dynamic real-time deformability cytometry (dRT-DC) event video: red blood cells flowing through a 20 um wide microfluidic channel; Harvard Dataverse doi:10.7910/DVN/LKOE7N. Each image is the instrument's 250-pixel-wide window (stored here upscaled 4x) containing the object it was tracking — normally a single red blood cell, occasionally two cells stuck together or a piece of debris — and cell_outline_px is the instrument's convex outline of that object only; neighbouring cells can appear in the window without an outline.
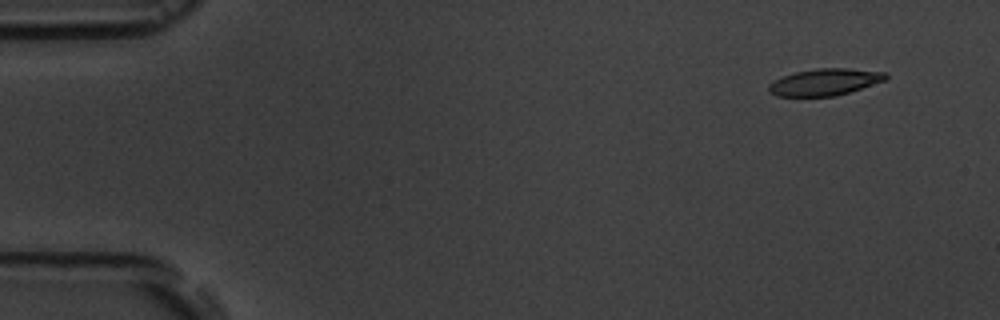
{"species": "common noctule bat (a hibernating species)", "species_latin": "Nyctalus noctula", "temperature_condition": "room temperature", "stored_images_in_passage": 15, "camera_frame_rate_fps": 3000, "um_per_image_px": 0.085, "animal": {"sex": "male", "body_mass_g": 19.5, "forearm_length_mm": 54.6}, "frame": {"image": 1, "passage_image": 1, "time_ms": 0.0, "image_size_px": [1000, 320], "cell_outline_px": [[888, 80], [836, 96], [776, 96], [768, 92], [768, 84], [772, 80], [796, 72], [816, 68], [848, 68], [888, 72]], "centroid_in_image_um": [70.13, 6.97], "position_along_channel_um": 14.9, "area_um2": 18.5}}
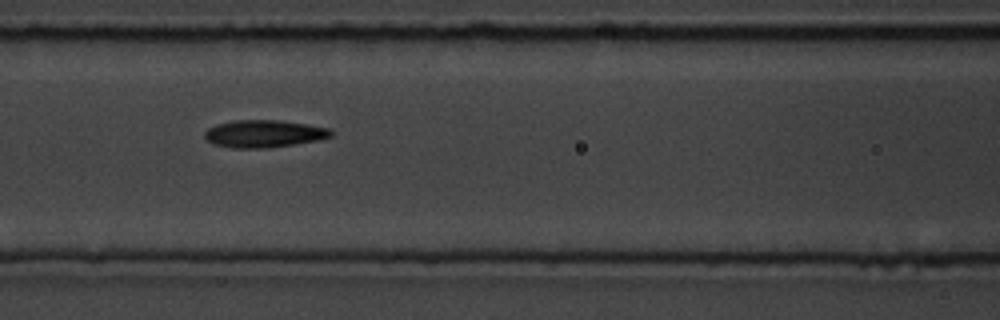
{"frame": {"image": 2, "passage_image": 6, "time_ms": 6.667, "image_size_px": [1000, 320], "cell_outline_px": [[332, 136], [320, 140], [268, 148], [232, 148], [212, 144], [204, 136], [204, 132], [208, 128], [216, 124], [236, 120], [280, 120], [332, 128]], "centroid_in_image_um": [22.45, 11.37], "position_along_channel_um": 144.2, "area_um2": 20.35}}
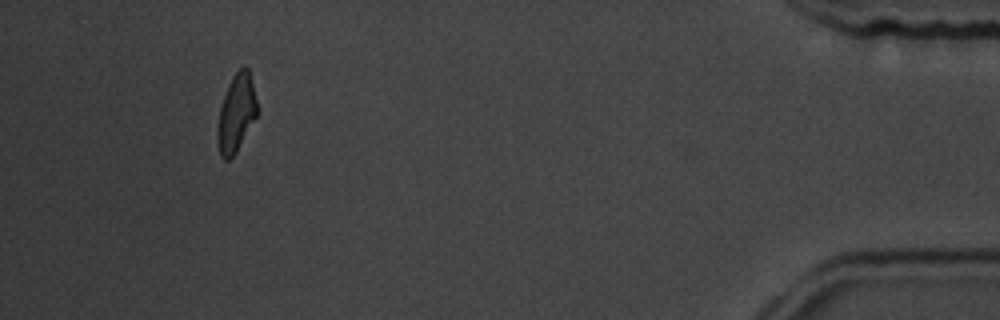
{"frame": {"image": 3, "passage_image": 14, "time_ms": 16.0, "image_size_px": [1000, 320], "cell_outline_px": [[256, 116], [236, 152], [228, 160], [224, 160], [220, 156], [216, 136], [216, 132], [220, 108], [228, 84], [232, 76], [244, 64], [248, 68], [256, 100]], "centroid_in_image_um": [20.05, 9.63], "position_along_channel_um": 415.2, "area_um2": 17.63}, "authors_computed_cell_mechanics": {"area_um2": 18.9006, "velocity_mm_per_s": 3.6272, "shape_relaxation_time_tau1_ms": null, "shape_relaxation_time_tau2_ms": 6.4681, "deformation_change_tau1": null, "deformation_change_tau2": 0.1442}}